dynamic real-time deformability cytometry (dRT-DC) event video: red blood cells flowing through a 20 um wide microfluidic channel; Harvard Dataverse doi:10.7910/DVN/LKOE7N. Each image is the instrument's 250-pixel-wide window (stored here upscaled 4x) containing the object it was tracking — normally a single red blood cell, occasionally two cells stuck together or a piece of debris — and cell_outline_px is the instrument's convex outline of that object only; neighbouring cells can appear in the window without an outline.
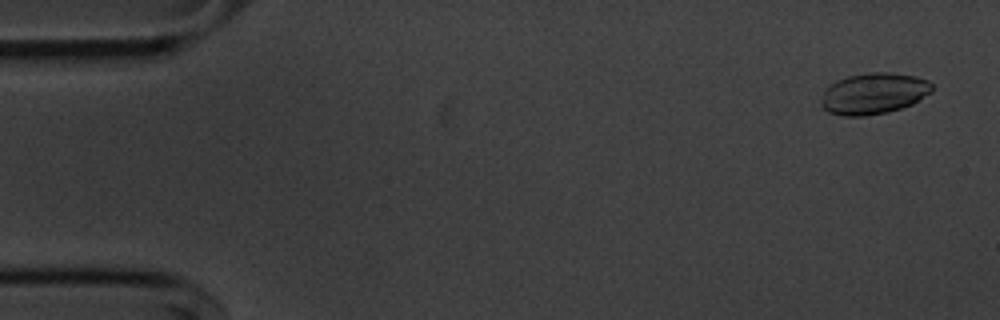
{"species": "common noctule bat (a hibernating species)", "species_latin": "Nyctalus noctula", "temperature_condition": "cold", "stored_images_in_passage": 55, "camera_frame_rate_fps": 3000, "um_per_image_px": 0.085, "animal": {"sex": "male", "body_mass_g": 20.1, "forearm_length_mm": 53.5}, "frame": {"image": 1, "passage_image": 3, "time_ms": 0.667, "image_size_px": [1000, 320], "cell_outline_px": [[932, 92], [912, 104], [888, 112], [864, 116], [844, 116], [828, 112], [820, 104], [820, 100], [824, 92], [836, 80], [848, 76], [868, 72], [892, 72], [916, 76], [928, 80], [932, 84]], "centroid_in_image_um": [74.27, 7.94], "position_along_channel_um": 10.7, "area_um2": 26.7}}
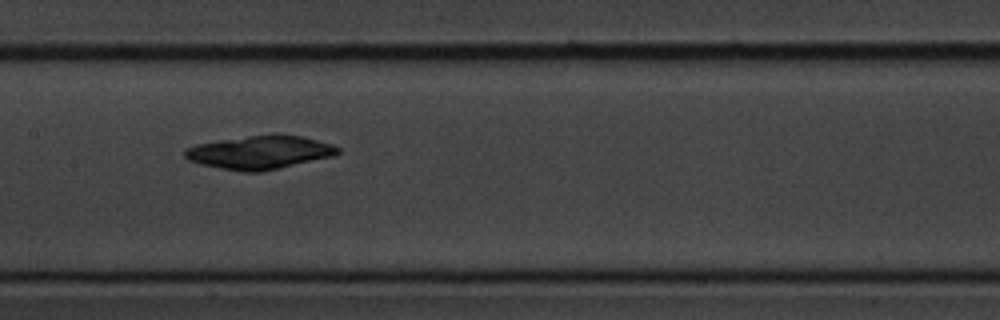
{"frame": {"image": 2, "passage_image": 27, "time_ms": 8.667, "image_size_px": [1000, 320], "cell_outline_px": [[340, 152], [332, 156], [260, 172], [244, 172], [220, 168], [200, 164], [188, 160], [184, 156], [184, 148], [196, 144], [220, 140], [276, 132], [280, 132], [304, 136], [332, 144], [340, 148]], "centroid_in_image_um": [22.08, 12.92], "position_along_channel_um": 185.3, "area_um2": 30.06}}
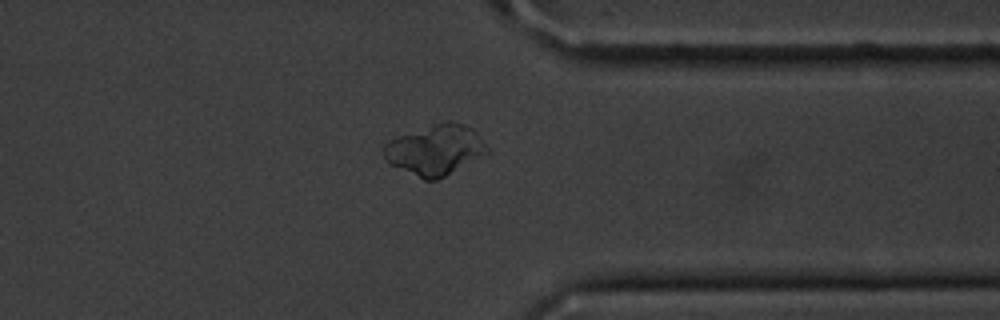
{"frame": {"image": 3, "passage_image": 43, "time_ms": 14.0, "image_size_px": [1000, 320], "cell_outline_px": [[492, 152], [436, 180], [424, 180], [388, 164], [384, 156], [384, 144], [388, 140], [396, 136], [444, 120], [448, 120], [464, 124], [472, 128], [476, 132]], "centroid_in_image_um": [37.0, 12.73], "position_along_channel_um": 374.4, "area_um2": 30.63}}